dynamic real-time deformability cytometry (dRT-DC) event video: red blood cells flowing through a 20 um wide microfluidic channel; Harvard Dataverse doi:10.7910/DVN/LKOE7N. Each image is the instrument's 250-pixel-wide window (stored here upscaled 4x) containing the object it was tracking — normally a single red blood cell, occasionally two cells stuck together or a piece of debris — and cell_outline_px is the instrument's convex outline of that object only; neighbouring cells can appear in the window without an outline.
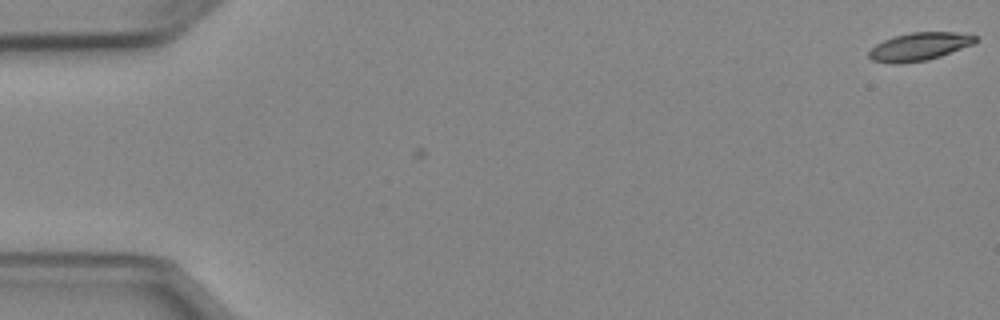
{"species": "Egyptian fruit bat (a non-hibernating species)", "species_latin": "Rousettus aegyptiacus", "temperature_condition": "cold", "stored_images_in_passage": 2, "camera_frame_rate_fps": 3000, "um_per_image_px": 0.085, "animal": {"sex": "female"}, "frame": {"image": 1, "passage_image": 2, "time_ms": 0.333, "image_size_px": [1000, 320], "cell_outline_px": [[976, 40], [972, 44], [940, 56], [928, 60], [896, 64], [872, 60], [868, 56], [868, 52], [876, 44], [892, 36], [912, 32], [956, 32], [976, 36]], "centroid_in_image_um": [78.1, 3.96], "position_along_channel_um": 6.9, "area_um2": 17.17}}